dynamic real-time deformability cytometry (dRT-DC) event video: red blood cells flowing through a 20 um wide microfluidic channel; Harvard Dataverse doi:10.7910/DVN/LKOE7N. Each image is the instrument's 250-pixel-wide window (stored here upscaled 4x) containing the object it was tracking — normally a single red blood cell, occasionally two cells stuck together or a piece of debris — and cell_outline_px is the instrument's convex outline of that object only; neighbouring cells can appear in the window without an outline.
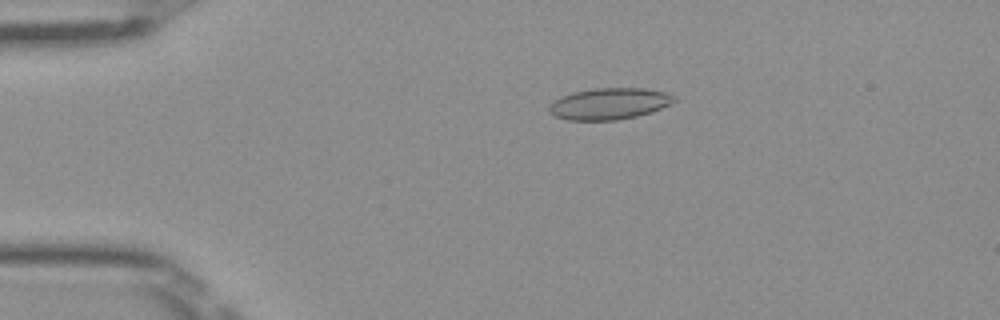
{"species": "Egyptian fruit bat (a non-hibernating species)", "species_latin": "Rousettus aegyptiacus", "temperature_condition": "room temperature", "stored_images_in_passage": 42, "camera_frame_rate_fps": 3000, "um_per_image_px": 0.085, "frame": {"image": 1, "passage_image": 2, "time_ms": 0.333, "image_size_px": [1000, 320], "cell_outline_px": [[676, 100], [652, 112], [636, 116], [616, 120], [568, 120], [556, 116], [548, 112], [548, 104], [552, 100], [560, 96], [572, 92], [596, 88], [644, 88], [664, 92], [676, 96]], "centroid_in_image_um": [51.73, 8.81], "position_along_channel_um": 33.3, "area_um2": 23.0}}
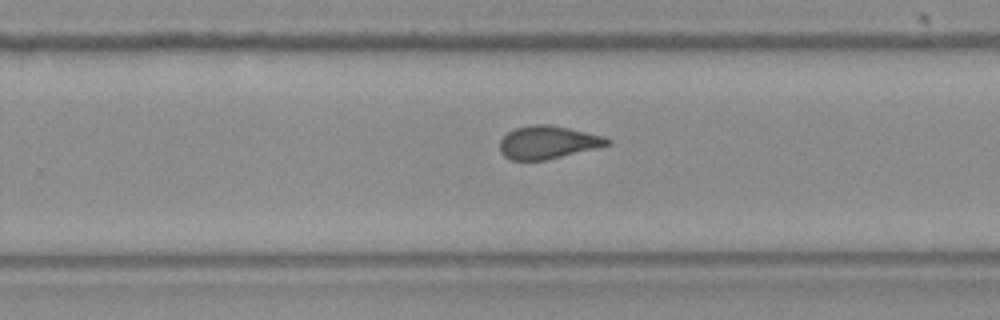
{"frame": {"image": 2, "passage_image": 24, "time_ms": 7.667, "image_size_px": [1000, 320], "cell_outline_px": [[612, 144], [596, 148], [544, 160], [512, 160], [504, 156], [500, 152], [500, 140], [508, 132], [516, 128], [532, 124], [548, 124], [568, 128], [604, 136], [612, 140]], "centroid_in_image_um": [46.57, 12.09], "position_along_channel_um": 283.2, "area_um2": 20.52}}
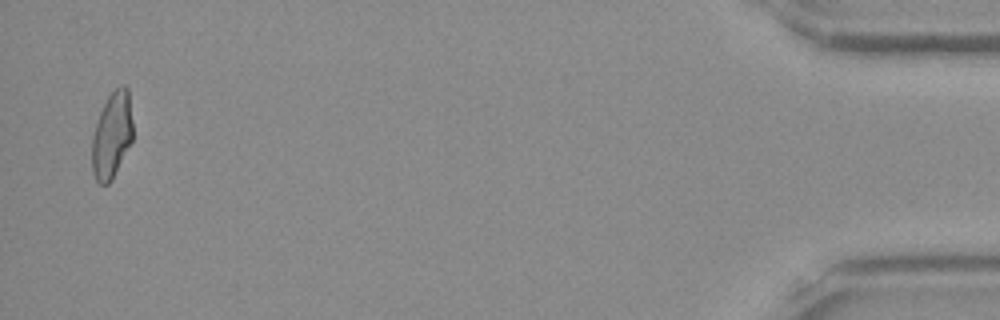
{"frame": {"image": 3, "passage_image": 41, "time_ms": 13.333, "image_size_px": [1000, 320], "cell_outline_px": [[132, 140], [112, 180], [108, 184], [100, 184], [96, 180], [92, 172], [92, 136], [100, 112], [108, 96], [120, 84], [124, 84], [128, 88], [132, 120]], "centroid_in_image_um": [9.51, 11.49], "position_along_channel_um": 425.7, "area_um2": 20.46}, "authors_computed_cell_mechanics": {"area_um2": 20.808, "velocity_mm_per_s": 4.0252, "shape_relaxation_time_tau1_ms": null, "shape_relaxation_time_tau2_ms": 1.2874, "deformation_change_tau1": null, "deformation_change_tau2": 0.079}}